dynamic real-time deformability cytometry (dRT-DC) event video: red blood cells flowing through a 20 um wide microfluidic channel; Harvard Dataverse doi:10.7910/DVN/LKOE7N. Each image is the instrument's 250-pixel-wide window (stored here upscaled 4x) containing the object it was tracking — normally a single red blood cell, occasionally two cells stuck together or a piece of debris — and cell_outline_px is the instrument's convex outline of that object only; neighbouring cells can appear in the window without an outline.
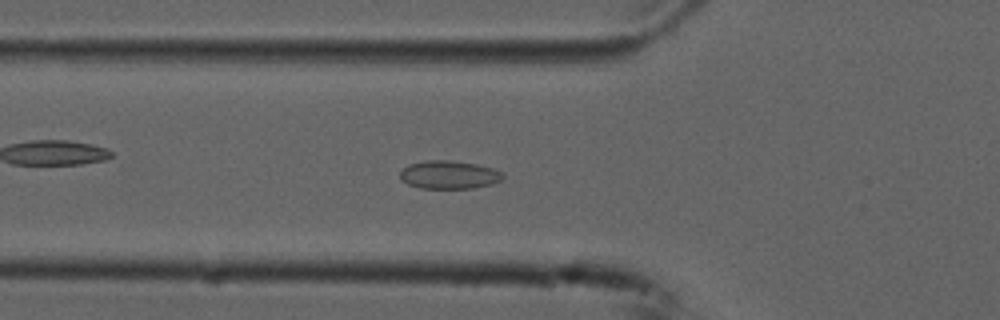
{"species": "common noctule bat (a hibernating species)", "species_latin": "Nyctalus noctula", "temperature_condition": "cold", "stored_images_in_passage": 53, "camera_frame_rate_fps": 3000, "um_per_image_px": 0.085, "animal": {"sex": "male", "forearm_length_mm": 52.5}, "frame": {"image": 1, "passage_image": 18, "time_ms": 5.667, "image_size_px": [1000, 320], "cell_outline_px": [[504, 176], [500, 180], [492, 184], [472, 188], [420, 188], [408, 184], [400, 180], [400, 172], [408, 164], [428, 160], [448, 160], [476, 164], [492, 168], [504, 172]], "centroid_in_image_um": [38.16, 14.85], "position_along_channel_um": 87.6, "area_um2": 16.88}}
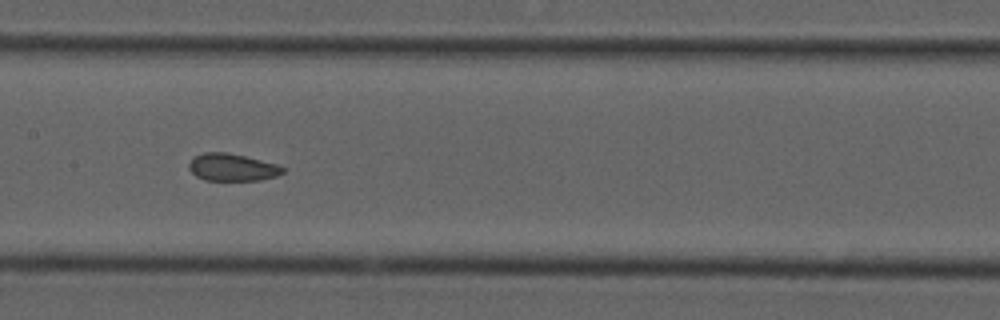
{"frame": {"image": 2, "passage_image": 26, "time_ms": 8.333, "image_size_px": [1000, 320], "cell_outline_px": [[284, 172], [276, 176], [260, 180], [204, 180], [196, 176], [188, 168], [188, 164], [196, 156], [204, 152], [228, 152], [280, 164], [284, 168]], "centroid_in_image_um": [19.76, 14.22], "position_along_channel_um": 187.6, "area_um2": 15.03}}
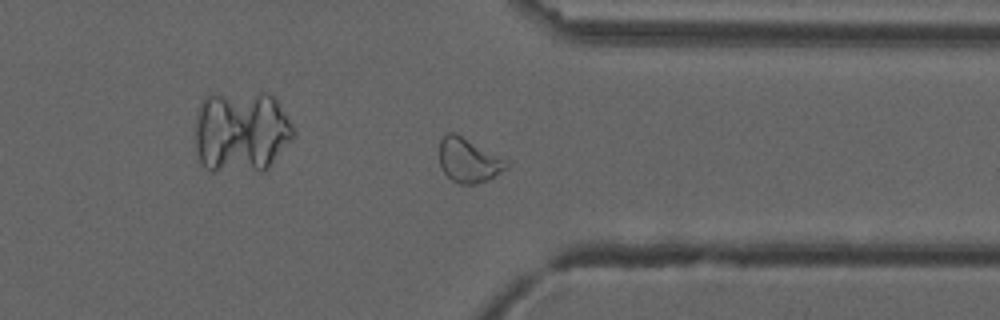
{"frame": {"image": 3, "passage_image": 41, "time_ms": 13.333, "image_size_px": [1000, 320], "cell_outline_px": [[508, 168], [488, 180], [476, 184], [460, 184], [452, 180], [444, 172], [440, 164], [440, 140], [448, 132], [456, 132], [508, 160]], "centroid_in_image_um": [39.85, 13.62], "position_along_channel_um": 371.6, "area_um2": 17.4}, "authors_computed_cell_mechanics": {"area_um2": 17.5134, "velocity_mm_per_s": 3.7333, "shape_relaxation_time_tau1_ms": null, "shape_relaxation_time_tau2_ms": 1.2182, "deformation_change_tau1": null, "deformation_change_tau2": 0.0644}}